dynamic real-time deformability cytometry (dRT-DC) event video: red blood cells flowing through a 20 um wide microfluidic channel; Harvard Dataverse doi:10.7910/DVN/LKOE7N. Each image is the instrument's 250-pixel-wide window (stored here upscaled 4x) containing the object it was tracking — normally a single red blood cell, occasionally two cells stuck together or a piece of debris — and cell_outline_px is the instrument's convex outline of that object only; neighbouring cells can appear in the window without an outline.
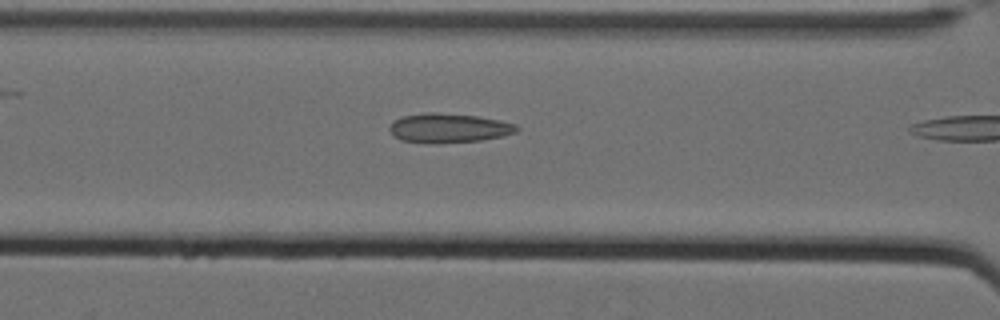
{"species": "Egyptian fruit bat (a non-hibernating species)", "species_latin": "Rousettus aegyptiacus", "temperature_condition": "cold", "stored_images_in_passage": 4, "camera_frame_rate_fps": 3000, "um_per_image_px": 0.085, "animal": {"sex": "female"}, "frame": {"image": 1, "passage_image": 3, "time_ms": 0.667, "image_size_px": [1000, 320], "cell_outline_px": [[520, 128], [516, 132], [504, 136], [480, 140], [432, 144], [400, 140], [388, 128], [392, 120], [400, 116], [424, 112], [436, 112], [476, 116], [500, 120], [516, 124]], "centroid_in_image_um": [38.12, 10.87], "position_along_channel_um": 128.5, "area_um2": 21.96}}